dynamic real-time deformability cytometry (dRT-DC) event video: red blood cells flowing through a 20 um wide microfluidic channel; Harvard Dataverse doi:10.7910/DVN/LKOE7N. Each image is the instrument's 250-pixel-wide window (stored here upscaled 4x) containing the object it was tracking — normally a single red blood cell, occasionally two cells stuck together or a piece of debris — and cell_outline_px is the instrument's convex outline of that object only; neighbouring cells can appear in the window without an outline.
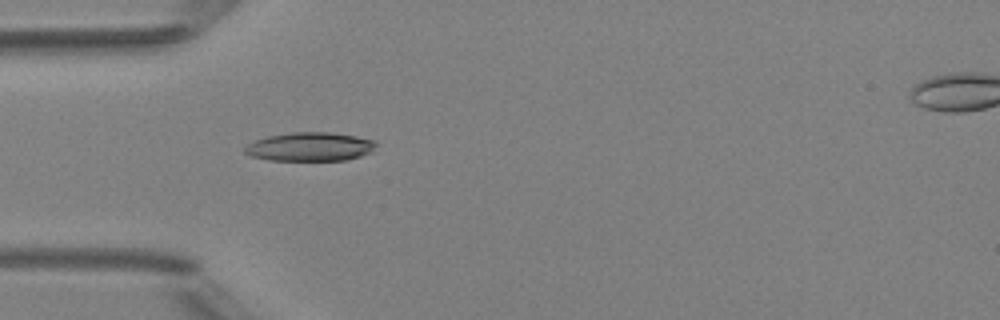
{"species": "Egyptian fruit bat (a non-hibernating species)", "species_latin": "Rousettus aegyptiacus", "temperature_condition": "room temperature", "stored_images_in_passage": 4, "camera_frame_rate_fps": 3000, "um_per_image_px": 0.085, "animal": {"sex": "female"}, "frame": {"image": 1, "passage_image": 3, "time_ms": 2.333, "image_size_px": [1000, 320], "cell_outline_px": [[376, 144], [372, 152], [348, 160], [268, 160], [252, 156], [244, 152], [244, 148], [248, 144], [256, 140], [268, 136], [292, 132], [328, 132], [356, 136], [372, 140]], "centroid_in_image_um": [26.35, 12.47], "position_along_channel_um": 58.7, "area_um2": 21.85}}